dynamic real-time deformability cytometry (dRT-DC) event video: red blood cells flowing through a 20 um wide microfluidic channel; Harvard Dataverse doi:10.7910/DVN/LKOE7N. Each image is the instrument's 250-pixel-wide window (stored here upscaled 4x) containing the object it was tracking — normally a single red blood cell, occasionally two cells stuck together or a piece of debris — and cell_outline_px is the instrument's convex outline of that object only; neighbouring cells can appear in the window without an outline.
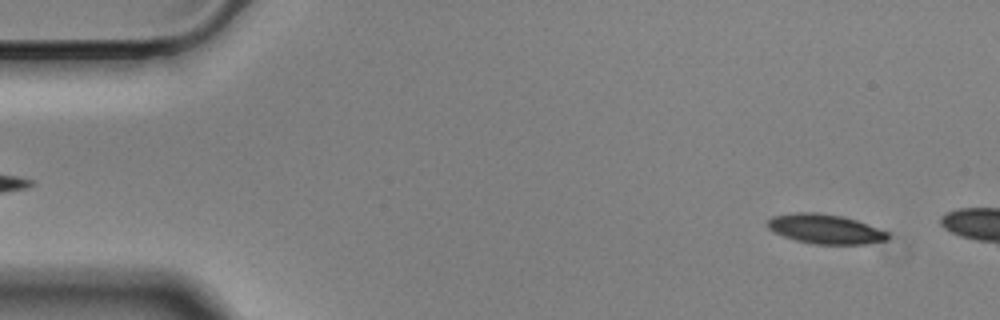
{"species": "Egyptian fruit bat (a non-hibernating species)", "species_latin": "Rousettus aegyptiacus", "temperature_condition": "cold", "stored_images_in_passage": 9, "camera_frame_rate_fps": 3000, "um_per_image_px": 0.085, "animal": {"sex": "male"}, "frame": {"image": 1, "passage_image": 4, "time_ms": 1.0, "image_size_px": [1000, 320], "cell_outline_px": [[888, 240], [864, 244], [812, 244], [796, 240], [772, 232], [764, 224], [772, 216], [796, 212], [816, 212], [844, 216], [868, 224], [888, 232]], "centroid_in_image_um": [70.11, 19.46], "position_along_channel_um": 14.9, "area_um2": 20.87}}